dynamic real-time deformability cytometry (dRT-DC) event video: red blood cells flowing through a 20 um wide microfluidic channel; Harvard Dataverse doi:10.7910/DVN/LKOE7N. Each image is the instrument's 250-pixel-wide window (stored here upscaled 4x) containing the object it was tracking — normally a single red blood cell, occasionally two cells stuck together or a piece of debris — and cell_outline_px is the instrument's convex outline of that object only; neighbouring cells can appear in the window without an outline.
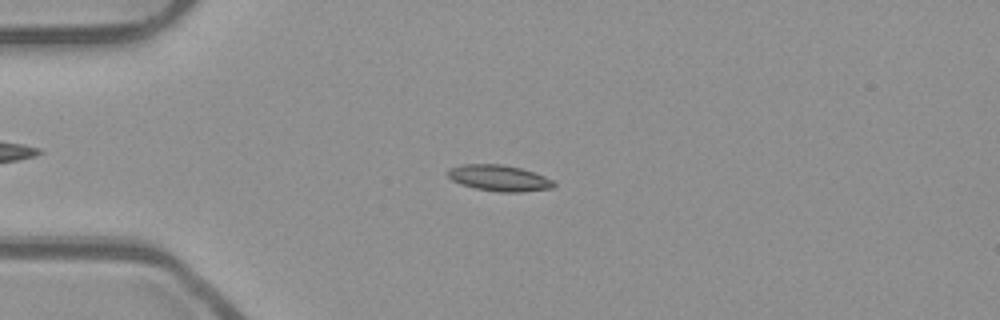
{"species": "common noctule bat (a hibernating species)", "species_latin": "Nyctalus noctula", "temperature_condition": "room temperature", "stored_images_in_passage": 54, "camera_frame_rate_fps": 3000, "um_per_image_px": 0.085, "animal": {"sex": "male", "body_mass_g": 23.1, "forearm_length_mm": 52.7}, "frame": {"image": 1, "passage_image": 14, "time_ms": 4.333, "image_size_px": [1000, 320], "cell_outline_px": [[556, 184], [552, 188], [520, 192], [500, 192], [476, 188], [460, 184], [452, 180], [444, 172], [448, 168], [464, 164], [500, 164], [520, 168], [544, 176], [552, 180]], "centroid_in_image_um": [42.37, 15.13], "position_along_channel_um": 42.6, "area_um2": 16.07}}
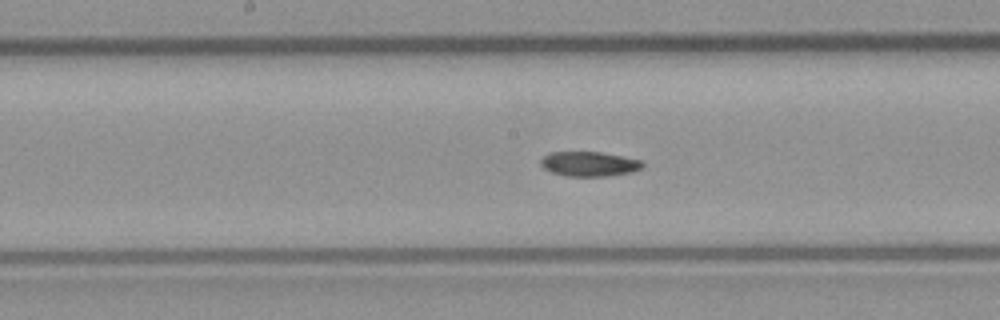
{"frame": {"image": 2, "passage_image": 28, "time_ms": 9.0, "image_size_px": [1000, 320], "cell_outline_px": [[644, 164], [640, 168], [632, 172], [604, 176], [564, 176], [552, 172], [544, 168], [540, 164], [540, 160], [548, 152], [600, 152], [640, 160]], "centroid_in_image_um": [50.03, 13.93], "position_along_channel_um": 198.2, "area_um2": 14.51}}
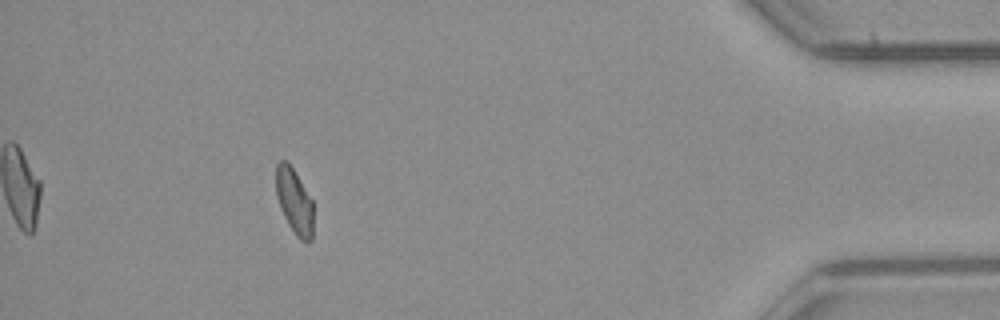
{"frame": {"image": 3, "passage_image": 49, "time_ms": 16.0, "image_size_px": [1000, 320], "cell_outline_px": [[312, 240], [308, 244], [300, 240], [296, 236], [288, 224], [280, 208], [276, 192], [276, 164], [280, 160], [284, 160], [292, 168], [312, 200]], "centroid_in_image_um": [25.01, 17.16], "position_along_channel_um": 410.2, "area_um2": 14.05}}